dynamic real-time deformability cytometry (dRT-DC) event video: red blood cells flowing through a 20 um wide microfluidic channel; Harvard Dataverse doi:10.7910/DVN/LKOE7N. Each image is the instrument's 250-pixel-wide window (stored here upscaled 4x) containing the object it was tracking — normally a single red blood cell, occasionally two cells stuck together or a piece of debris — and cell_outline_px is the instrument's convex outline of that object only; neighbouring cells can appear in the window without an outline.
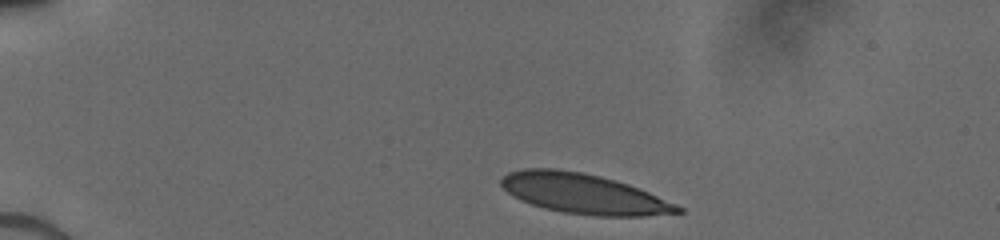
{"species": "human", "species_latin": "Homo sapiens", "temperature_condition": "cold", "stored_images_in_passage": 4, "camera_frame_rate_fps": 3000, "um_per_image_px": 0.085, "donor": {"sex": "male"}, "frame": {"image": 1, "passage_image": 1, "time_ms": 0.0, "image_size_px": [1000, 240], "cell_outline_px": [[684, 212], [644, 216], [596, 216], [564, 212], [544, 208], [520, 200], [512, 196], [500, 184], [500, 180], [508, 172], [524, 168], [556, 168], [584, 172], [600, 176], [628, 184], [648, 192], [676, 204], [684, 208]], "centroid_in_image_um": [49.59, 16.46], "position_along_channel_um": 35.4, "area_um2": 41.15}}
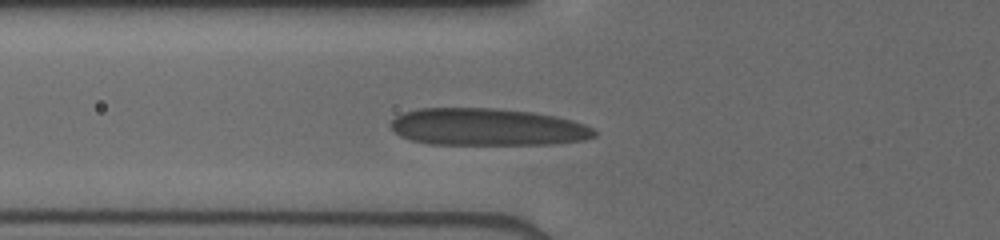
{"frame": {"image": 2, "passage_image": 4, "time_ms": 3.0, "image_size_px": [1000, 240], "cell_outline_px": [[596, 136], [584, 140], [552, 144], [428, 144], [412, 140], [400, 136], [392, 128], [392, 120], [396, 116], [404, 112], [420, 108], [496, 108], [532, 112], [556, 116], [572, 120], [584, 124], [592, 128], [596, 132]], "centroid_in_image_um": [41.44, 10.79], "position_along_channel_um": 84.4, "area_um2": 44.16}}